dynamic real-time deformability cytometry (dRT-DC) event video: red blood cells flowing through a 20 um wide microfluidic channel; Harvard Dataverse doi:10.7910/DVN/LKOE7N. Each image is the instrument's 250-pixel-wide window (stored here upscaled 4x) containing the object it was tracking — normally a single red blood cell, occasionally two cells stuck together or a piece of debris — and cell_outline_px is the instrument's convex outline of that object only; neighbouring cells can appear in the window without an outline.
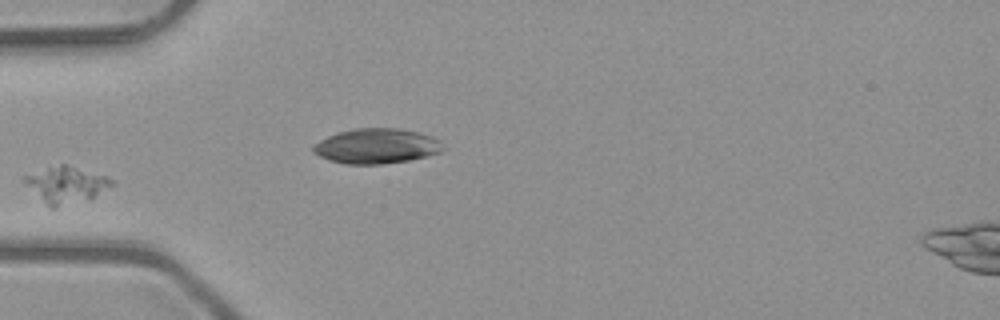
{"species": "common noctule bat (a hibernating species)", "species_latin": "Nyctalus noctula", "temperature_condition": "room temperature", "stored_images_in_passage": 2, "camera_frame_rate_fps": 3000, "um_per_image_px": 0.085, "animal": {"sex": "male", "body_mass_g": 23.1, "forearm_length_mm": 52.7}, "frame": {"image": 1, "passage_image": 1, "time_ms": 0.0, "image_size_px": [1000, 320], "cell_outline_px": [[116, 184], [92, 196], [56, 208], [52, 208], [24, 180], [24, 176], [60, 164], [64, 164], [108, 176]], "centroid_in_image_um": [5.69, 15.67], "position_along_channel_um": 79.3, "area_um2": 17.34}}
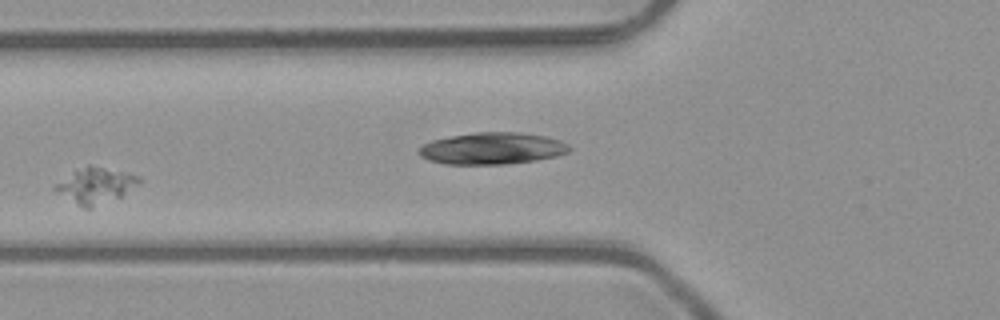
{"frame": {"image": 2, "passage_image": 2, "time_ms": 0.333, "image_size_px": [1000, 320], "cell_outline_px": [[140, 184], [120, 196], [92, 208], [84, 208], [56, 192], [52, 188], [56, 184], [88, 164], [140, 176]], "centroid_in_image_um": [8.14, 15.78], "position_along_channel_um": 117.7, "area_um2": 16.82}}